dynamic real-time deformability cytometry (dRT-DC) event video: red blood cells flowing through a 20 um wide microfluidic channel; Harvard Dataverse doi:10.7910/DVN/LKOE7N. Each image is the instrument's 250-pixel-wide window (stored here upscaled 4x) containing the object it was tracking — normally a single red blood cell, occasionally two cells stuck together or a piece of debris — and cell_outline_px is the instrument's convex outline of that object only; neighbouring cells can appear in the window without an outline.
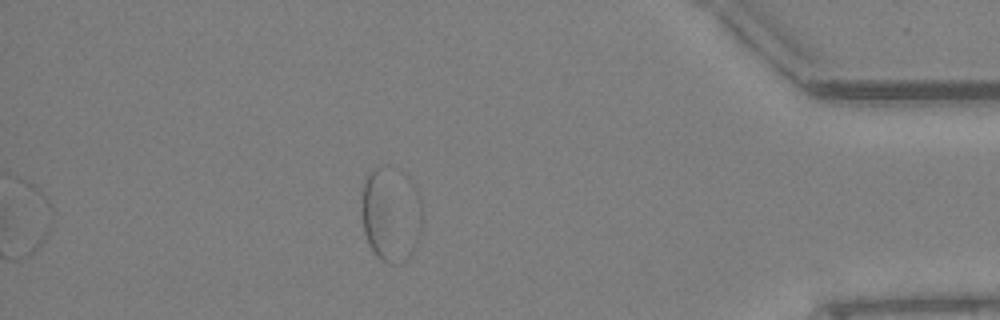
{"species": "Egyptian fruit bat (a non-hibernating species)", "species_latin": "Rousettus aegyptiacus", "temperature_condition": "warm", "stored_images_in_passage": 67, "segment_of_instrument_passage": [2, 2], "camera_frame_rate_fps": 3000, "um_per_image_px": 0.085, "animal": {"sex": "female"}, "frame": {"image": 1, "passage_image": 67, "time_ms": 22.0, "image_size_px": [1000, 320], "cell_outline_px": [[424, 216], [416, 244], [412, 252], [404, 260], [396, 264], [392, 264], [380, 260], [376, 256], [368, 244], [364, 232], [360, 208], [364, 180], [368, 168], [388, 164], [404, 172], [412, 180], [420, 200]], "centroid_in_image_um": [33.2, 18.13], "position_along_channel_um": 402.0, "area_um2": 34.68}}